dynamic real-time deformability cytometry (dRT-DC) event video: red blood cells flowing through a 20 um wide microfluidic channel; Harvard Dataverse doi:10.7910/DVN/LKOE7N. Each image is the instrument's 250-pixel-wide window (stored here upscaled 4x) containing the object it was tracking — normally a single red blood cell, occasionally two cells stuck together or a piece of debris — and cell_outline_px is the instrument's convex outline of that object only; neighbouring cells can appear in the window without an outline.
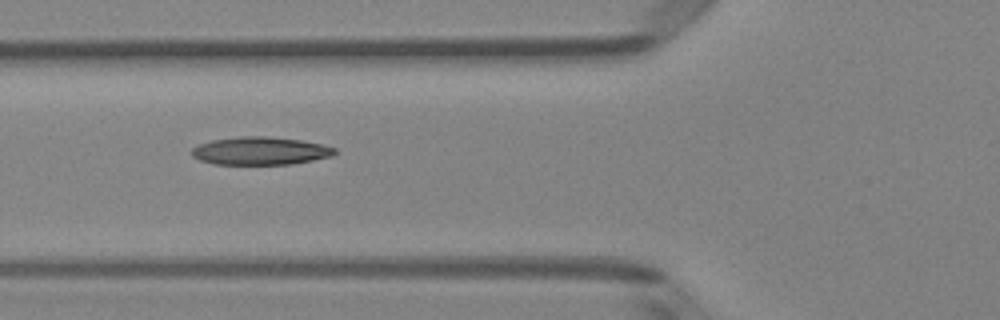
{"species": "Egyptian fruit bat (a non-hibernating species)", "species_latin": "Rousettus aegyptiacus", "temperature_condition": "room temperature", "stored_images_in_passage": 7, "camera_frame_rate_fps": 3000, "um_per_image_px": 0.085, "animal": {"sex": "female"}, "frame": {"image": 1, "passage_image": 6, "time_ms": 1.667, "image_size_px": [1000, 320], "cell_outline_px": [[336, 152], [332, 156], [292, 164], [212, 164], [200, 160], [192, 156], [192, 148], [200, 144], [212, 140], [240, 136], [264, 136], [300, 140], [324, 144], [336, 148]], "centroid_in_image_um": [22.13, 12.82], "position_along_channel_um": 103.7, "area_um2": 23.24}}
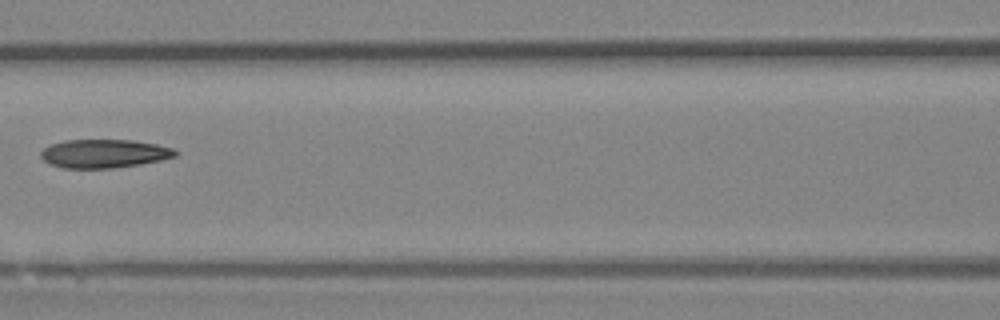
{"frame": {"image": 2, "passage_image": 7, "time_ms": 2.0, "image_size_px": [1000, 320], "cell_outline_px": [[176, 156], [160, 160], [140, 164], [112, 168], [64, 168], [48, 164], [40, 156], [40, 152], [44, 148], [52, 144], [64, 140], [132, 140], [156, 144], [172, 148], [176, 152]], "centroid_in_image_um": [8.81, 13.05], "position_along_channel_um": 157.8, "area_um2": 22.25}}